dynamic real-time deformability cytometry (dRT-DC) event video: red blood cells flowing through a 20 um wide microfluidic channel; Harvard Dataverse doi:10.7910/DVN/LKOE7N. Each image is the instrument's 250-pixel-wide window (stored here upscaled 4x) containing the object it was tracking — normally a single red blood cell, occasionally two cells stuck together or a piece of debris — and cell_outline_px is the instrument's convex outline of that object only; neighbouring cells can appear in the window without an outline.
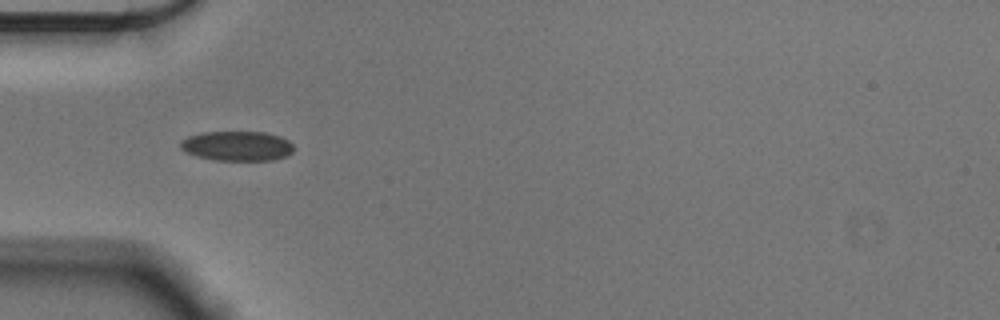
{"species": "Egyptian fruit bat (a non-hibernating species)", "species_latin": "Rousettus aegyptiacus", "temperature_condition": "cold", "stored_images_in_passage": 36, "camera_frame_rate_fps": 3000, "um_per_image_px": 0.085, "animal": {"sex": "male"}, "frame": {"image": 1, "passage_image": 1, "time_ms": 0.0, "image_size_px": [1000, 320], "cell_outline_px": [[292, 152], [284, 156], [272, 160], [216, 160], [196, 156], [184, 152], [180, 148], [180, 140], [188, 136], [200, 132], [264, 132], [280, 136], [288, 140], [292, 144]], "centroid_in_image_um": [20.1, 12.4], "position_along_channel_um": 64.9, "area_um2": 19.65}}
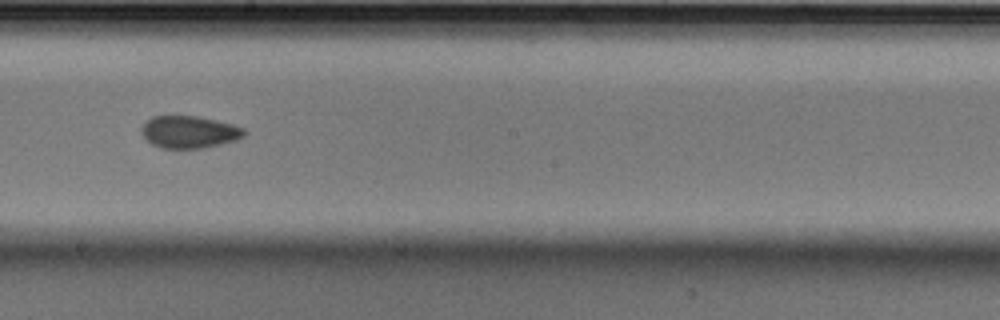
{"frame": {"image": 2, "passage_image": 15, "time_ms": 4.667, "image_size_px": [1000, 320], "cell_outline_px": [[248, 132], [244, 136], [236, 140], [204, 148], [160, 148], [152, 144], [140, 132], [140, 128], [152, 116], [196, 116], [216, 120], [232, 124], [244, 128]], "centroid_in_image_um": [16.1, 11.22], "position_along_channel_um": 232.1, "area_um2": 19.31}}
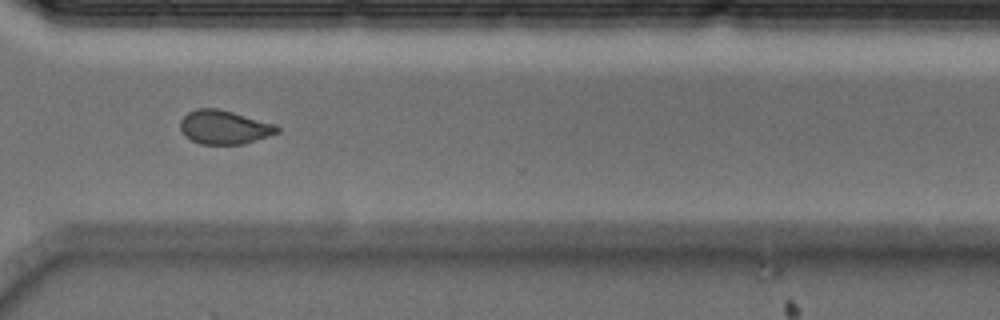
{"frame": {"image": 3, "passage_image": 25, "time_ms": 8.0, "image_size_px": [1000, 320], "cell_outline_px": [[280, 132], [244, 144], [200, 144], [184, 136], [180, 128], [180, 120], [188, 112], [196, 108], [216, 108], [232, 112], [276, 124], [280, 128]], "centroid_in_image_um": [19.05, 10.81], "position_along_channel_um": 351.5, "area_um2": 19.13}, "authors_computed_cell_mechanics": {"area_um2": 19.5075, "velocity_mm_per_s": 3.5891, "shape_relaxation_time_tau1_ms": 5.9269, "shape_relaxation_time_tau2_ms": 2.6631, "deformation_change_tau1": 0.1073, "deformation_change_tau2": 0.0686}}